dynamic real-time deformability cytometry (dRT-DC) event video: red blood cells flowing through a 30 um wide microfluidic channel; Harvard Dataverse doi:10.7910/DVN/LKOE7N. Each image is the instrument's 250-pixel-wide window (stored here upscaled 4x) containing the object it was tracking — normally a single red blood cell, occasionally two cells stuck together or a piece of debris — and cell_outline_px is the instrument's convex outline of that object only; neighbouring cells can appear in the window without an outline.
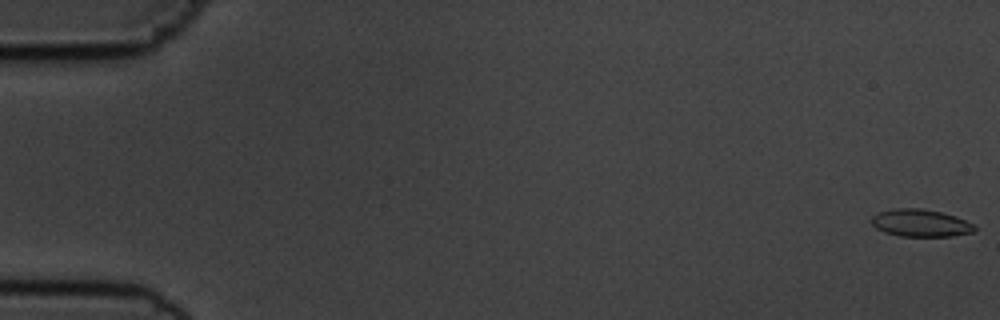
{"species": "common noctule bat (a hibernating species)", "species_latin": "Nyctalus noctula", "temperature_condition": "cold", "stored_images_in_passage": 56, "camera_frame_rate_fps": 3000, "um_per_image_px": 0.085, "animal": {"sex": "male", "body_mass_g": 19.5, "forearm_length_mm": 54.6}, "frame": {"image": 1, "passage_image": 1, "time_ms": 0.0, "image_size_px": [1000, 320], "cell_outline_px": [[976, 228], [972, 232], [952, 236], [900, 236], [884, 232], [876, 228], [872, 224], [872, 216], [876, 212], [892, 208], [920, 208], [940, 212], [956, 216], [972, 224]], "centroid_in_image_um": [78.19, 18.95], "position_along_channel_um": 6.8, "area_um2": 16.42}}
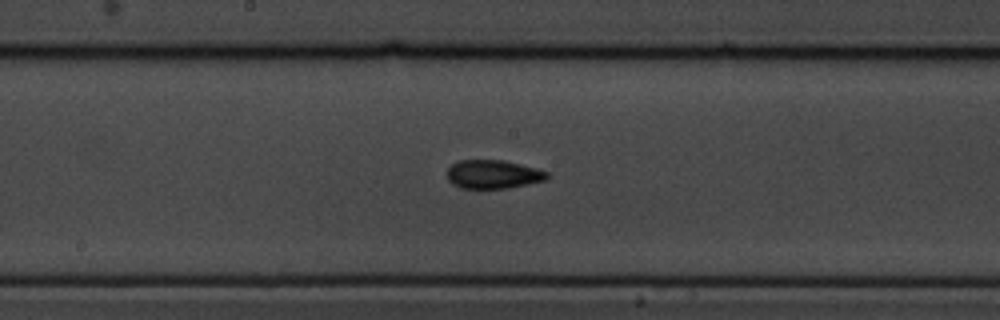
{"frame": {"image": 2, "passage_image": 30, "time_ms": 9.667, "image_size_px": [1000, 320], "cell_outline_px": [[548, 176], [544, 180], [508, 188], [460, 188], [452, 184], [448, 180], [448, 168], [456, 160], [504, 160], [536, 168], [548, 172]], "centroid_in_image_um": [41.88, 14.81], "position_along_channel_um": 206.3, "area_um2": 16.59}}
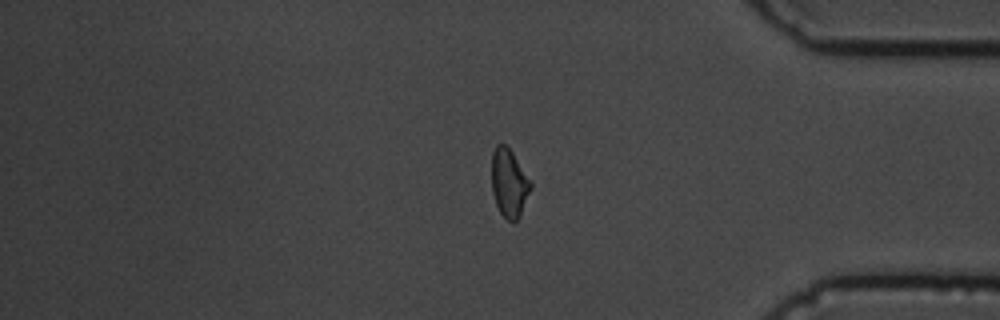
{"frame": {"image": 3, "passage_image": 47, "time_ms": 15.333, "image_size_px": [1000, 320], "cell_outline_px": [[532, 188], [520, 216], [516, 220], [508, 220], [500, 212], [496, 204], [492, 192], [492, 152], [496, 144], [504, 144], [512, 152], [532, 184]], "centroid_in_image_um": [43.27, 15.56], "position_along_channel_um": 391.9, "area_um2": 15.32}, "authors_computed_cell_mechanics": {"area_um2": 16.184, "velocity_mm_per_s": 3.6409, "shape_relaxation_time_tau1_ms": 10.0045, "shape_relaxation_time_tau2_ms": 1.9754, "deformation_change_tau1": 0.2105, "deformation_change_tau2": 0.0431}}